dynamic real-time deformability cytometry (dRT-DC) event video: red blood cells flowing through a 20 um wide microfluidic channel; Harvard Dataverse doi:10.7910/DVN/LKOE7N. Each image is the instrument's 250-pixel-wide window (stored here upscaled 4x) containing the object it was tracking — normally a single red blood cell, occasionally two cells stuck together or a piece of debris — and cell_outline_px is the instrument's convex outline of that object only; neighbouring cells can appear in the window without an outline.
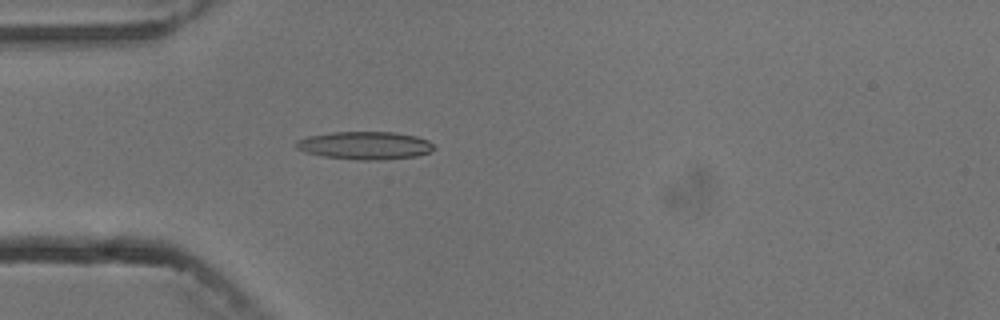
{"species": "common noctule bat (a hibernating species)", "species_latin": "Nyctalus noctula", "temperature_condition": "cold", "stored_images_in_passage": 1, "camera_frame_rate_fps": 3000, "um_per_image_px": 0.085, "animal": {"sex": "male", "body_mass_g": 13.3}, "frame": {"image": 1, "passage_image": 1, "time_ms": 0.0, "image_size_px": [1000, 320], "cell_outline_px": [[436, 148], [428, 152], [416, 156], [384, 160], [356, 160], [324, 156], [304, 152], [296, 148], [296, 140], [308, 136], [332, 132], [396, 132], [416, 136], [428, 140]], "centroid_in_image_um": [31.02, 12.36], "position_along_channel_um": 54.0, "area_um2": 22.48}}